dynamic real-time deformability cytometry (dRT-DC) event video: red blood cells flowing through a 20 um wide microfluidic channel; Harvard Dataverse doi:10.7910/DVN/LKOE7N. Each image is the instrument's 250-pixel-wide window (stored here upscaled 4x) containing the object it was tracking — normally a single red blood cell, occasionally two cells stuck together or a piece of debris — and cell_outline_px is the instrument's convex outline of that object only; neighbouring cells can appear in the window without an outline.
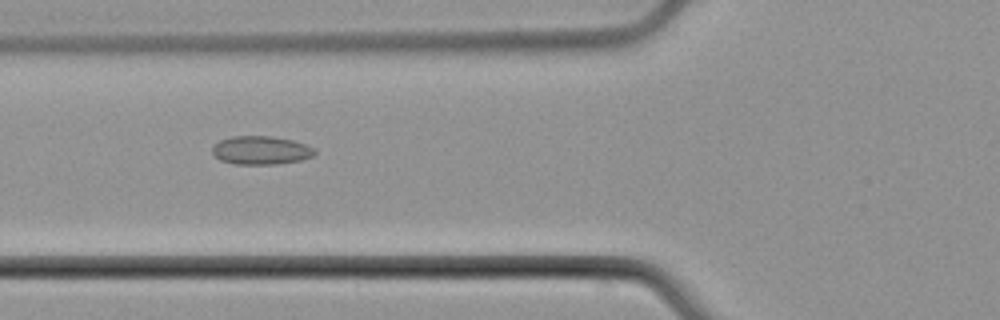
{"species": "common noctule bat (a hibernating species)", "species_latin": "Nyctalus noctula", "temperature_condition": "cold", "stored_images_in_passage": 6, "camera_frame_rate_fps": 3000, "um_per_image_px": 0.085, "animal": {"sex": "male", "body_mass_g": 21.5, "forearm_length_mm": 52.0}, "frame": {"image": 1, "passage_image": 5, "time_ms": 5.667, "image_size_px": [1000, 320], "cell_outline_px": [[316, 152], [312, 156], [300, 160], [276, 164], [232, 164], [220, 160], [212, 152], [212, 148], [220, 140], [232, 136], [272, 136], [292, 140], [316, 148]], "centroid_in_image_um": [22.18, 12.77], "position_along_channel_um": 103.6, "area_um2": 16.94}}
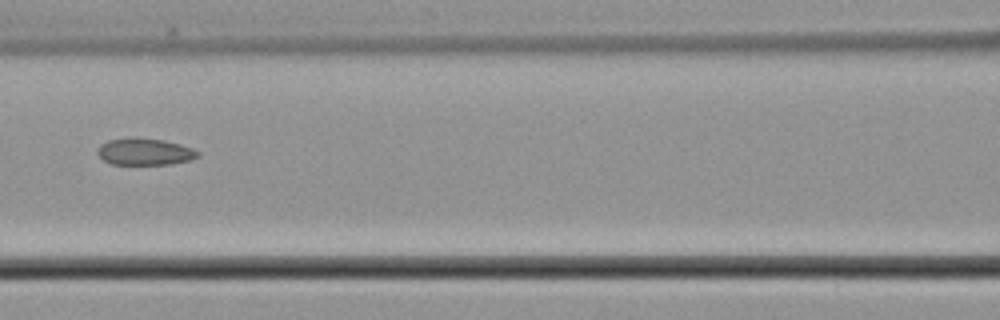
{"frame": {"image": 2, "passage_image": 6, "time_ms": 7.0, "image_size_px": [1000, 320], "cell_outline_px": [[200, 156], [192, 160], [172, 164], [112, 164], [104, 160], [96, 152], [96, 148], [100, 144], [108, 140], [128, 136], [136, 136], [164, 140], [180, 144], [192, 148], [200, 152]], "centroid_in_image_um": [12.3, 12.87], "position_along_channel_um": 154.3, "area_um2": 16.13}}